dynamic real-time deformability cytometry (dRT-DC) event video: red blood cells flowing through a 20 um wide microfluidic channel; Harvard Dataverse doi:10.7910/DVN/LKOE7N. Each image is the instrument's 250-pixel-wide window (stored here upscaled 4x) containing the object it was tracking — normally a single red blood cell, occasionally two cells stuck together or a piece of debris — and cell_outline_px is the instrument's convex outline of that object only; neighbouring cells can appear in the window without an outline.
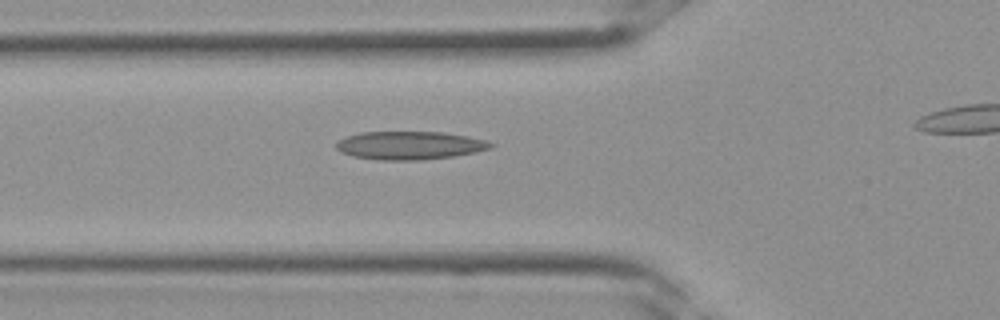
{"species": "Egyptian fruit bat (a non-hibernating species)", "species_latin": "Rousettus aegyptiacus", "temperature_condition": "room temperature", "stored_images_in_passage": 21, "camera_frame_rate_fps": 3000, "um_per_image_px": 0.085, "frame": {"image": 1, "passage_image": 3, "time_ms": 0.667, "image_size_px": [1000, 320], "cell_outline_px": [[496, 144], [492, 148], [476, 152], [452, 156], [420, 160], [380, 160], [352, 156], [340, 152], [336, 148], [336, 144], [340, 140], [348, 136], [360, 132], [444, 132], [468, 136], [488, 140]], "centroid_in_image_um": [34.87, 12.36], "position_along_channel_um": 90.9, "area_um2": 25.49}}
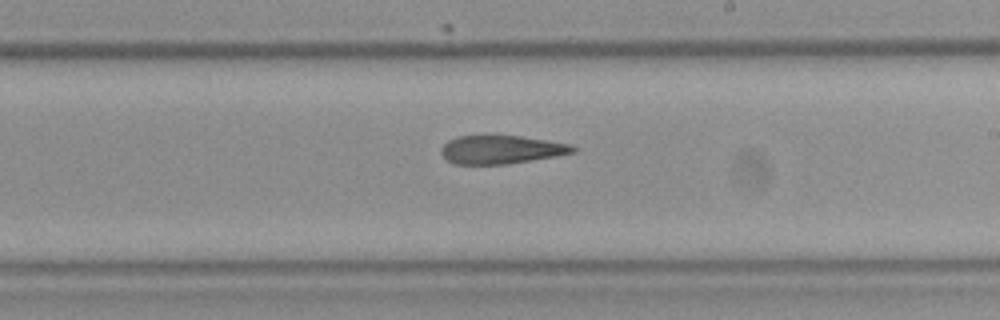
{"frame": {"image": 2, "passage_image": 11, "time_ms": 3.333, "image_size_px": [1000, 320], "cell_outline_px": [[576, 152], [556, 156], [508, 164], [452, 164], [440, 152], [440, 148], [448, 140], [456, 136], [520, 136], [572, 144], [576, 148]], "centroid_in_image_um": [42.6, 12.72], "position_along_channel_um": 246.4, "area_um2": 21.79}}
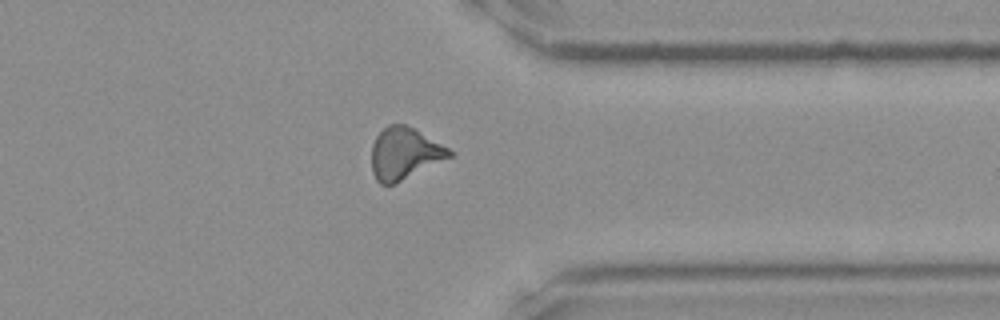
{"frame": {"image": 3, "passage_image": 18, "time_ms": 5.667, "image_size_px": [1000, 320], "cell_outline_px": [[456, 152], [452, 156], [392, 184], [380, 184], [376, 180], [372, 172], [372, 144], [376, 136], [388, 124], [404, 124], [416, 128]], "centroid_in_image_um": [34.39, 13.01], "position_along_channel_um": 377.0, "area_um2": 23.41}}